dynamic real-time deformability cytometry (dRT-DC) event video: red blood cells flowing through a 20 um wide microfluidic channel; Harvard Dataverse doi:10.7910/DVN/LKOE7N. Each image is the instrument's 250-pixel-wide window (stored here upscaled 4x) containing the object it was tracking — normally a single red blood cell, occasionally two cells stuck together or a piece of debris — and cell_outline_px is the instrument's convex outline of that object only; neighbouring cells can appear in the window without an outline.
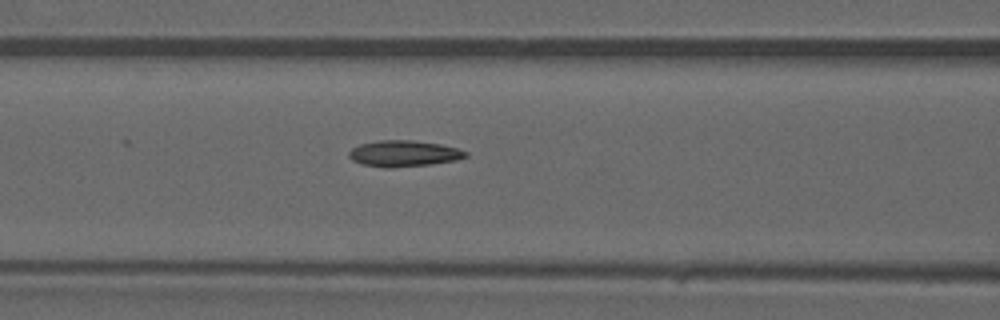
{"species": "common noctule bat (a hibernating species)", "species_latin": "Nyctalus noctula", "temperature_condition": "warm", "stored_images_in_passage": 37, "camera_frame_rate_fps": 3000, "um_per_image_px": 0.085, "animal": {"sex": "male", "forearm_length_mm": 52.5}, "frame": {"image": 1, "passage_image": 11, "time_ms": 3.333, "image_size_px": [1000, 320], "cell_outline_px": [[468, 156], [456, 160], [432, 164], [392, 168], [384, 168], [364, 164], [352, 160], [348, 156], [348, 152], [352, 148], [360, 144], [380, 140], [412, 140], [440, 144], [456, 148], [468, 152]], "centroid_in_image_um": [34.32, 13.05], "position_along_channel_um": 132.3, "area_um2": 17.8}}